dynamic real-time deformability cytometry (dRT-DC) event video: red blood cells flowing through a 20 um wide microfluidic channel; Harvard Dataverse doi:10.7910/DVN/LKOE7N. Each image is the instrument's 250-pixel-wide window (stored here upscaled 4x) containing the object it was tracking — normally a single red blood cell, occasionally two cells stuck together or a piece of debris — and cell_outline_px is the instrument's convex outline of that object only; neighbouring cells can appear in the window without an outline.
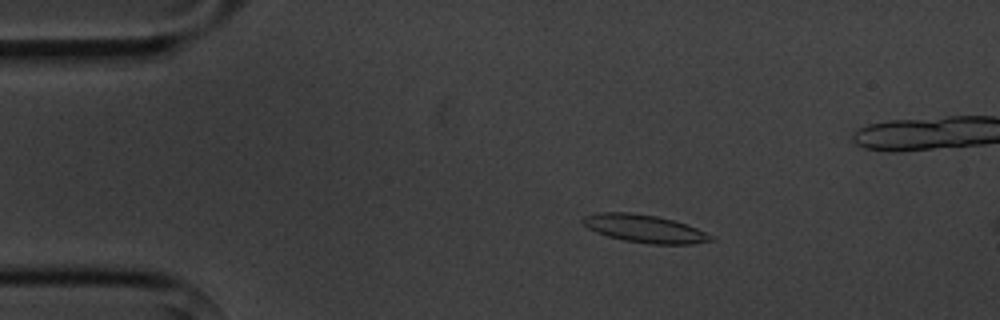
{"species": "common noctule bat (a hibernating species)", "species_latin": "Nyctalus noctula", "temperature_condition": "cold", "stored_images_in_passage": 5, "camera_frame_rate_fps": 3000, "um_per_image_px": 0.085, "animal": {"sex": "male", "body_mass_g": 20.1, "forearm_length_mm": 53.5}, "frame": {"image": 1, "passage_image": 3, "time_ms": 2.0, "image_size_px": [1000, 320], "cell_outline_px": [[716, 240], [692, 244], [648, 244], [624, 240], [608, 236], [596, 232], [588, 228], [580, 220], [584, 216], [596, 212], [628, 212], [656, 216], [688, 224], [712, 236]], "centroid_in_image_um": [54.77, 19.43], "position_along_channel_um": 30.2, "area_um2": 20.75}}